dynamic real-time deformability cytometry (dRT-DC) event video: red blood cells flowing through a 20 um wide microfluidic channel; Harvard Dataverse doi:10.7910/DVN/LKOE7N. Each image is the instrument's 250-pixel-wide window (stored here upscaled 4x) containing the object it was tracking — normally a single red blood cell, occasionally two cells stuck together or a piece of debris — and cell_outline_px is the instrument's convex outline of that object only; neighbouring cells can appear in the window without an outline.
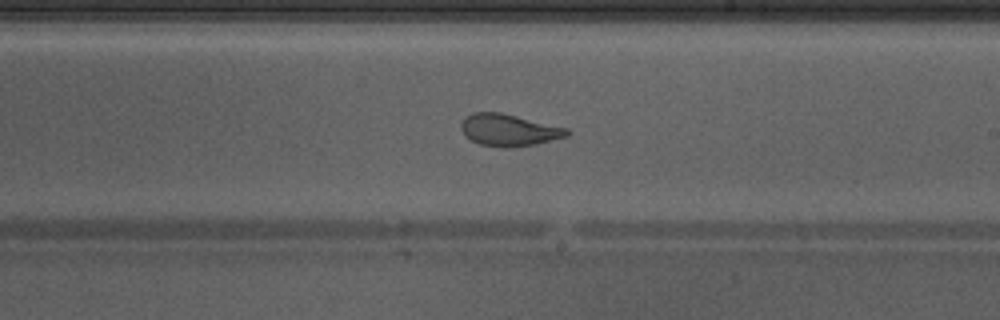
{"species": "Egyptian fruit bat (a non-hibernating species)", "species_latin": "Rousettus aegyptiacus", "temperature_condition": "warm", "stored_images_in_passage": 48, "camera_frame_rate_fps": 3000, "um_per_image_px": 0.085, "animal": {"sex": "male"}, "frame": {"image": 1, "passage_image": 28, "time_ms": 9.0, "image_size_px": [1000, 320], "cell_outline_px": [[572, 132], [568, 136], [536, 144], [508, 148], [480, 144], [464, 136], [460, 128], [460, 124], [464, 116], [472, 112], [500, 112], [568, 128]], "centroid_in_image_um": [43.24, 11.05], "position_along_channel_um": 245.8, "area_um2": 19.88}}